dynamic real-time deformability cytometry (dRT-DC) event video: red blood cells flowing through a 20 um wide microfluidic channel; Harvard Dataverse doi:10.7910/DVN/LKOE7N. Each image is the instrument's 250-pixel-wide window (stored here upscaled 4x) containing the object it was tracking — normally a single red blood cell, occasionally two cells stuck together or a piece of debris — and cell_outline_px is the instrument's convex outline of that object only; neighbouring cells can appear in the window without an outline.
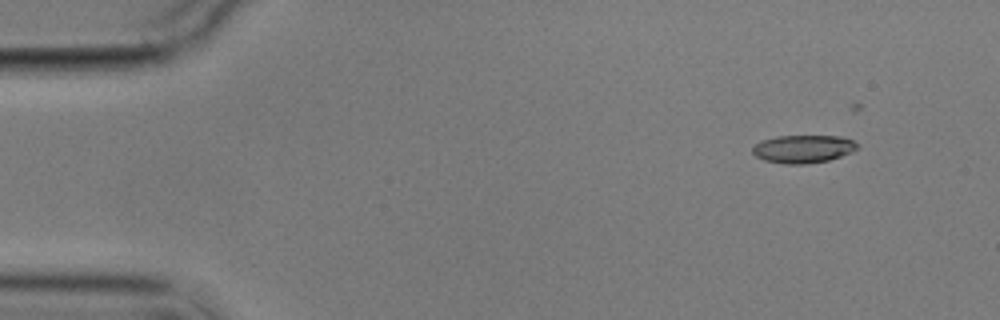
{"species": "common noctule bat (a hibernating species)", "species_latin": "Nyctalus noctula", "temperature_condition": "cold", "stored_images_in_passage": 6, "camera_frame_rate_fps": 3000, "um_per_image_px": 0.085, "animal": {"sex": "male", "body_mass_g": 17.9}, "frame": {"image": 1, "passage_image": 2, "time_ms": 1.333, "image_size_px": [1000, 320], "cell_outline_px": [[860, 148], [852, 152], [828, 160], [804, 164], [784, 164], [764, 160], [756, 156], [752, 152], [752, 148], [760, 140], [776, 136], [840, 136], [852, 140], [860, 144]], "centroid_in_image_um": [68.28, 12.65], "position_along_channel_um": 16.7, "area_um2": 17.17}}
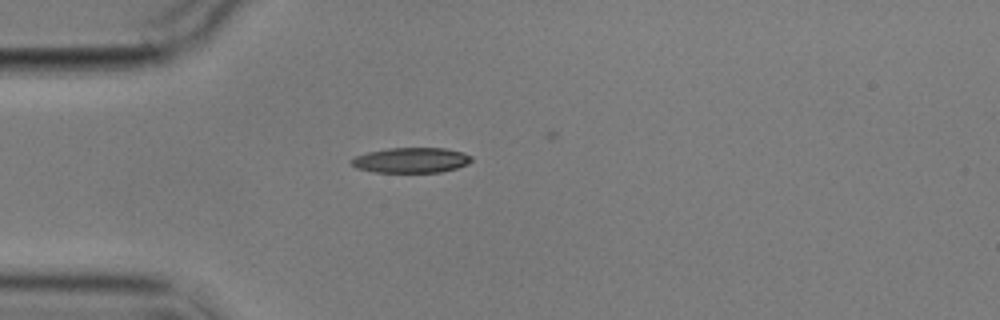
{"frame": {"image": 2, "passage_image": 5, "time_ms": 4.667, "image_size_px": [1000, 320], "cell_outline_px": [[472, 160], [468, 164], [456, 168], [440, 172], [372, 172], [356, 168], [352, 164], [352, 160], [356, 156], [368, 152], [388, 148], [444, 148], [464, 152], [472, 156]], "centroid_in_image_um": [34.98, 13.61], "position_along_channel_um": 50.0, "area_um2": 17.63}}